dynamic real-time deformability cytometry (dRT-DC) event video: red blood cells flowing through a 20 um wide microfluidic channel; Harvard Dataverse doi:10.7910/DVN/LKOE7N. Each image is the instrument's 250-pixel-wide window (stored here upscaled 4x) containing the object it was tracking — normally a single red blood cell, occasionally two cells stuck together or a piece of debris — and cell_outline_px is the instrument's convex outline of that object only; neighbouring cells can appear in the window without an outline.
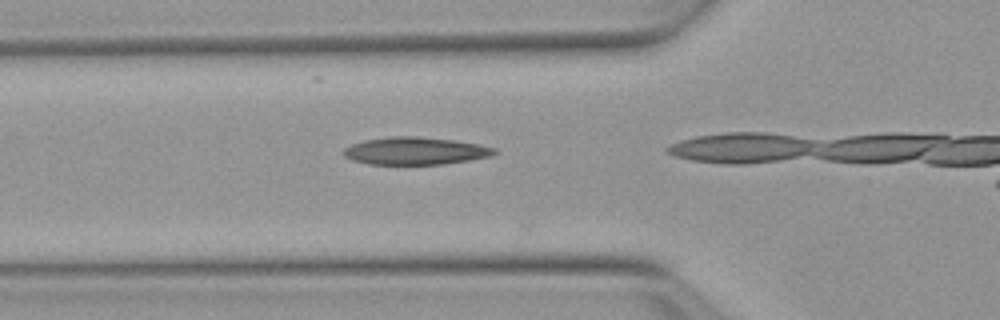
{"species": "Egyptian fruit bat (a non-hibernating species)", "species_latin": "Rousettus aegyptiacus", "temperature_condition": "warm", "stored_images_in_passage": 13, "camera_frame_rate_fps": 3000, "um_per_image_px": 0.085, "animal": {"sex": "female"}, "frame": {"image": 1, "passage_image": 11, "time_ms": 3.333, "image_size_px": [1000, 320], "cell_outline_px": [[496, 152], [492, 156], [444, 164], [368, 164], [352, 160], [344, 156], [344, 148], [352, 144], [364, 140], [392, 136], [416, 136], [452, 140], [476, 144], [496, 148]], "centroid_in_image_um": [35.27, 12.83], "position_along_channel_um": 90.5, "area_um2": 23.99}}